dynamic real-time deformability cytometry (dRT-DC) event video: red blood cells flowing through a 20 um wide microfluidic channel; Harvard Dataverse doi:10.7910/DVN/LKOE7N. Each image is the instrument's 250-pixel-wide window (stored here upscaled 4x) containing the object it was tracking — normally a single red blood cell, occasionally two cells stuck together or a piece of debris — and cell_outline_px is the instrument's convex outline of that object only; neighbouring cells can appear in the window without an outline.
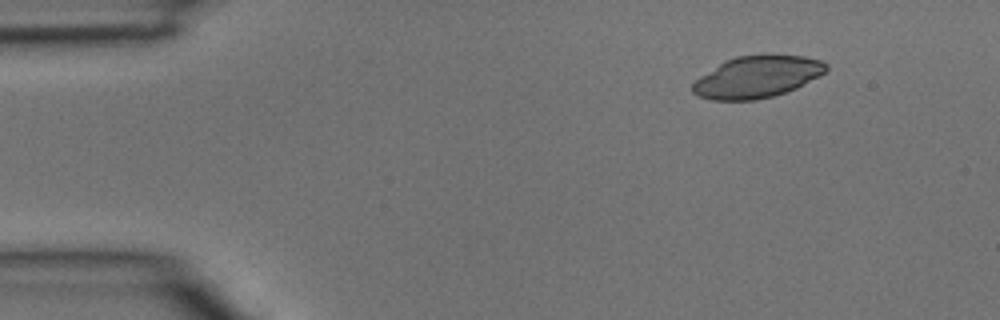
{"species": "common noctule bat (a hibernating species)", "species_latin": "Nyctalus noctula", "temperature_condition": "room temperature", "stored_images_in_passage": 4, "segment_of_instrument_passage": [2, 2], "camera_frame_rate_fps": 3000, "um_per_image_px": 0.085, "animal": {"sex": "male", "body_mass_g": 15.6}, "frame": {"image": 1, "passage_image": 4, "time_ms": 1.0, "image_size_px": [1000, 320], "cell_outline_px": [[828, 68], [820, 76], [796, 88], [772, 96], [756, 100], [712, 100], [696, 96], [692, 92], [692, 84], [700, 76], [720, 64], [736, 56], [764, 52], [768, 52], [804, 56], [820, 60], [828, 64]], "centroid_in_image_um": [64.38, 6.5], "position_along_channel_um": 20.6, "area_um2": 33.06}}